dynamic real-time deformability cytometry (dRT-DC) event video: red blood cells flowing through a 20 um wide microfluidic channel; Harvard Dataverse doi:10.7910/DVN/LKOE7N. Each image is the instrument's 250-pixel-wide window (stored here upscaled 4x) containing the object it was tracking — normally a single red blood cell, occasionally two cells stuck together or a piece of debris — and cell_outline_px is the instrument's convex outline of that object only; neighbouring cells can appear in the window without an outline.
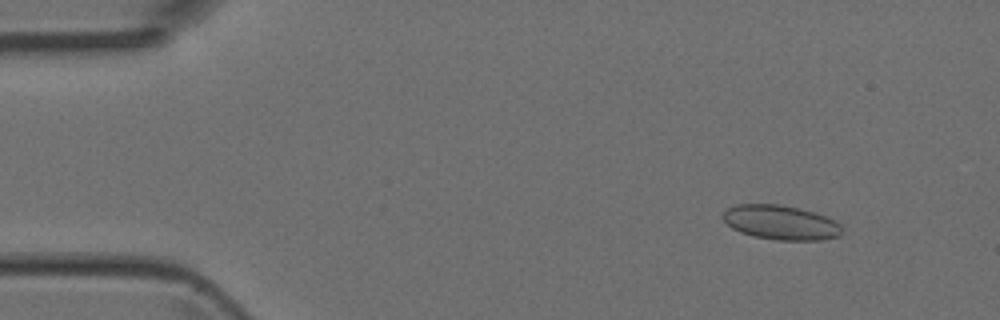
{"species": "Egyptian fruit bat (a non-hibernating species)", "species_latin": "Rousettus aegyptiacus", "temperature_condition": "room temperature", "stored_images_in_passage": 48, "camera_frame_rate_fps": 3000, "um_per_image_px": 0.085, "animal": {"sex": "female"}, "frame": {"image": 1, "passage_image": 5, "time_ms": 1.333, "image_size_px": [1000, 320], "cell_outline_px": [[840, 236], [820, 240], [776, 240], [752, 236], [740, 232], [732, 228], [720, 216], [728, 208], [736, 204], [780, 204], [800, 208], [836, 220], [840, 224]], "centroid_in_image_um": [66.34, 18.91], "position_along_channel_um": 18.7, "area_um2": 23.93}}
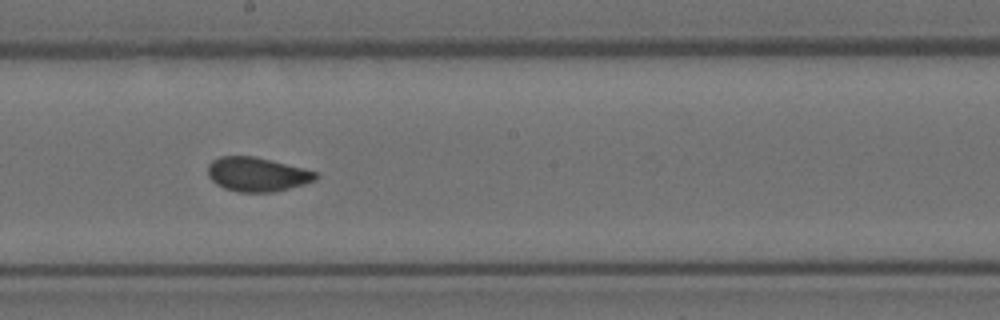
{"frame": {"image": 2, "passage_image": 26, "time_ms": 8.333, "image_size_px": [1000, 320], "cell_outline_px": [[320, 176], [316, 180], [304, 184], [276, 192], [236, 192], [224, 188], [216, 184], [208, 176], [208, 164], [212, 160], [220, 156], [256, 156], [304, 168], [316, 172]], "centroid_in_image_um": [21.86, 14.82], "position_along_channel_um": 226.3, "area_um2": 21.73}}
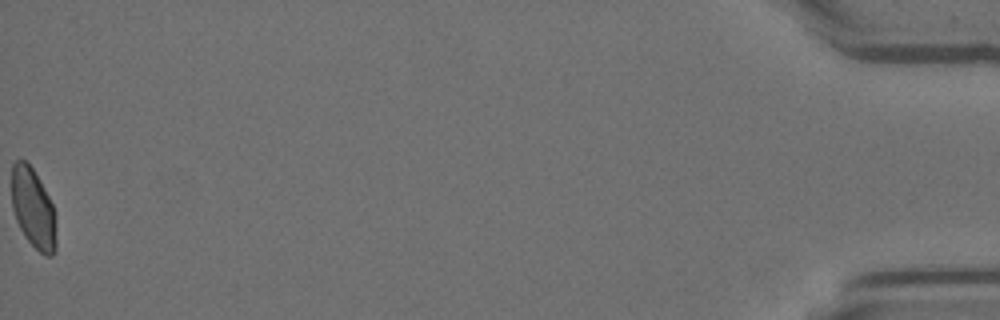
{"frame": {"image": 3, "passage_image": 48, "time_ms": 15.667, "image_size_px": [1000, 320], "cell_outline_px": [[56, 248], [52, 256], [44, 256], [24, 236], [16, 220], [12, 208], [12, 164], [16, 160], [24, 160], [32, 168], [44, 188], [52, 204], [56, 240]], "centroid_in_image_um": [2.8, 17.73], "position_along_channel_um": 432.4, "area_um2": 20.4}}